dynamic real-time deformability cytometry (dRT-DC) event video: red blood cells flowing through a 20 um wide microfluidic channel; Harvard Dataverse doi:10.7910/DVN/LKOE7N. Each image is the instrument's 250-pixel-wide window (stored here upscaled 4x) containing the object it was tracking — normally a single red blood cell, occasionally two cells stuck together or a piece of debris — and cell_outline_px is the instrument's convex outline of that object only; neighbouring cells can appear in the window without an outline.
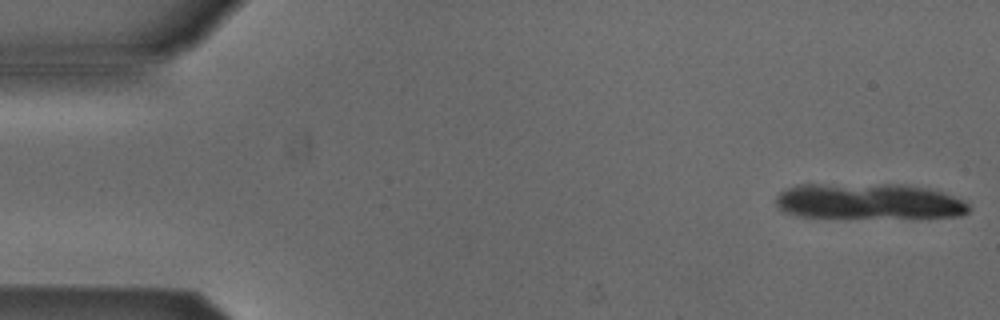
{"species": "Egyptian fruit bat (a non-hibernating species)", "species_latin": "Rousettus aegyptiacus", "temperature_condition": "cold", "stored_images_in_passage": 3, "camera_frame_rate_fps": 3000, "um_per_image_px": 0.085, "animal": {"sex": "male"}, "frame": {"image": 1, "passage_image": 1, "time_ms": 0.0, "image_size_px": [1000, 320], "cell_outline_px": [[972, 208], [968, 212], [960, 216], [796, 216], [784, 212], [776, 208], [776, 196], [780, 192], [788, 188], [800, 184], [908, 184], [928, 188], [964, 200]], "centroid_in_image_um": [73.81, 17.08], "position_along_channel_um": 11.2, "area_um2": 39.65}}